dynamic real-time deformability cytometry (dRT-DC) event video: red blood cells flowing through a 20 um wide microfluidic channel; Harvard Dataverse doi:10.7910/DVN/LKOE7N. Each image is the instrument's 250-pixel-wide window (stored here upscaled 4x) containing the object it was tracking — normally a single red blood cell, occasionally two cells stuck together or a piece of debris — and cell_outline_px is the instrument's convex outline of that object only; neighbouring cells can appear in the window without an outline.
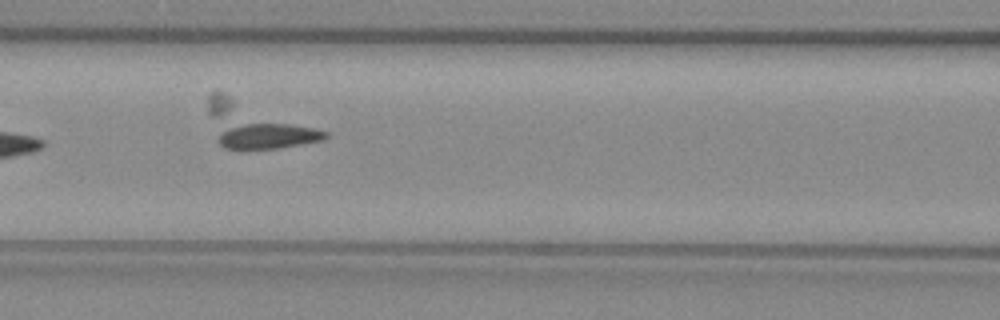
{"species": "common noctule bat (a hibernating species)", "species_latin": "Nyctalus noctula", "temperature_condition": "warm", "stored_images_in_passage": 18, "camera_frame_rate_fps": 3000, "um_per_image_px": 0.085, "animal": {"sex": "female", "body_mass_g": 29.2, "forearm_length_mm": 56.3}, "frame": {"image": 1, "passage_image": 8, "time_ms": 2.333, "image_size_px": [1000, 320], "cell_outline_px": [[328, 136], [324, 140], [276, 148], [224, 148], [216, 140], [208, 112], [208, 96], [216, 88], [328, 132]], "centroid_in_image_um": [21.73, 10.6], "position_along_channel_um": 144.9, "area_um2": 30.81}}